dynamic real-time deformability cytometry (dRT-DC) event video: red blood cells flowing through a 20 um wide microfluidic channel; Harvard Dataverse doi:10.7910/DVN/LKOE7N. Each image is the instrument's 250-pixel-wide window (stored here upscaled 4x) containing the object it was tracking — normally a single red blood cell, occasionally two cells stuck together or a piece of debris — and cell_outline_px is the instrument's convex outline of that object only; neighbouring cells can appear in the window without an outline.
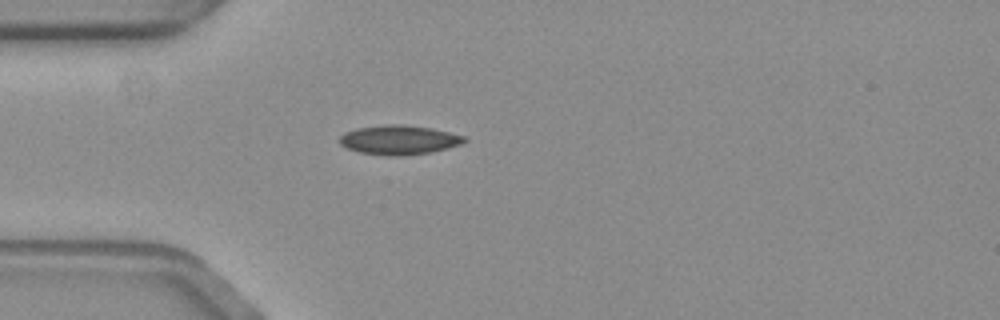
{"species": "common noctule bat (a hibernating species)", "species_latin": "Nyctalus noctula", "temperature_condition": "warm", "stored_images_in_passage": 42, "camera_frame_rate_fps": 3000, "um_per_image_px": 0.085, "animal": {"sex": "female", "body_mass_g": 19.3, "forearm_length_mm": 54.1}, "frame": {"image": 1, "passage_image": 1, "time_ms": 0.0, "image_size_px": [1000, 320], "cell_outline_px": [[468, 140], [460, 144], [428, 152], [400, 156], [388, 156], [360, 152], [348, 148], [340, 144], [340, 136], [344, 132], [356, 128], [384, 124], [404, 124], [432, 128], [464, 136]], "centroid_in_image_um": [33.88, 11.87], "position_along_channel_um": 51.1, "area_um2": 21.15}}
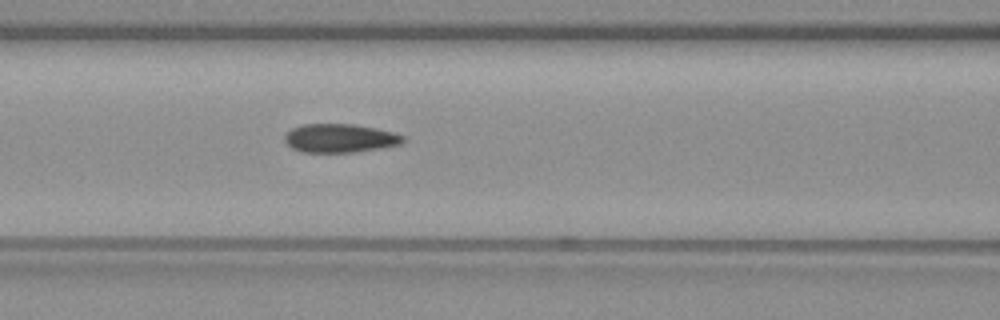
{"frame": {"image": 2, "passage_image": 9, "time_ms": 2.667, "image_size_px": [1000, 320], "cell_outline_px": [[404, 140], [400, 144], [380, 148], [352, 152], [300, 152], [292, 148], [284, 140], [284, 136], [292, 128], [304, 124], [356, 124], [392, 132], [404, 136]], "centroid_in_image_um": [28.86, 11.74], "position_along_channel_um": 137.7, "area_um2": 19.59}}
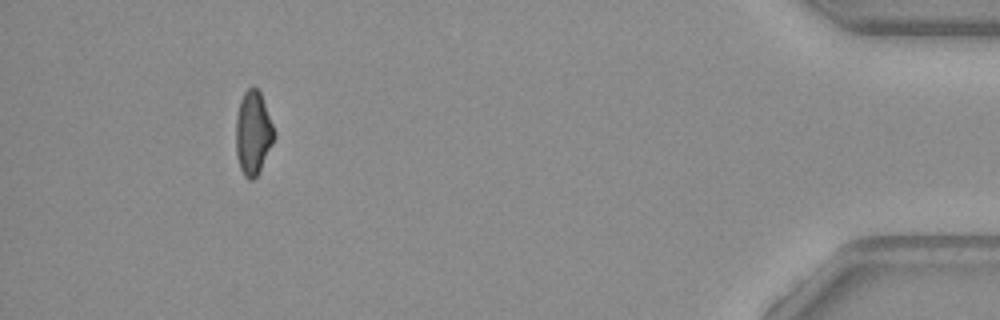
{"frame": {"image": 3, "passage_image": 38, "time_ms": 12.333, "image_size_px": [1000, 320], "cell_outline_px": [[276, 136], [256, 176], [252, 180], [248, 180], [244, 176], [240, 168], [236, 156], [236, 116], [240, 100], [244, 92], [252, 84], [260, 92], [276, 132]], "centroid_in_image_um": [21.5, 11.27], "position_along_channel_um": 413.7, "area_um2": 18.67}, "authors_computed_cell_mechanics": {"area_um2": 19.7098, "velocity_mm_per_s": 3.5734, "shape_relaxation_time_tau1_ms": null, "shape_relaxation_time_tau2_ms": 2.3132, "deformation_change_tau1": null, "deformation_change_tau2": 0.0616}}